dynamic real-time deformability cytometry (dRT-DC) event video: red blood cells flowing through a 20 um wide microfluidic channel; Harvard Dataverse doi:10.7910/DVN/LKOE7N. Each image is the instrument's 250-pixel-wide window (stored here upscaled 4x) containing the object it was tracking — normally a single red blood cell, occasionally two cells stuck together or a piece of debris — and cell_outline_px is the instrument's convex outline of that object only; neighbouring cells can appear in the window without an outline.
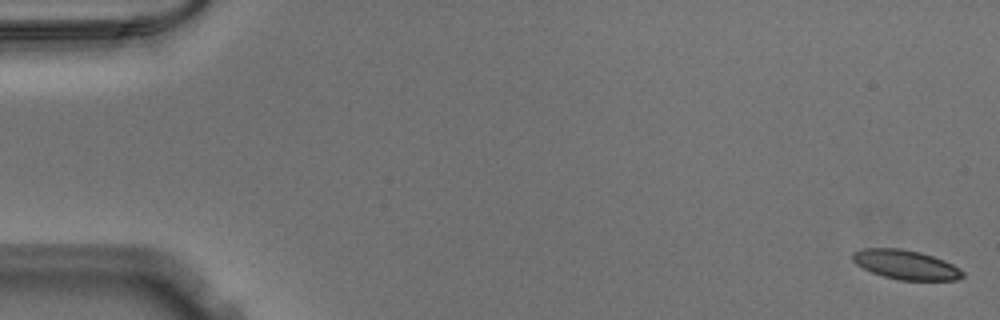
{"species": "Egyptian fruit bat (a non-hibernating species)", "species_latin": "Rousettus aegyptiacus", "temperature_condition": "warm", "stored_images_in_passage": 52, "camera_frame_rate_fps": 3000, "um_per_image_px": 0.085, "animal": {"sex": "male"}, "frame": {"image": 1, "passage_image": 1, "time_ms": 0.0, "image_size_px": [1000, 320], "cell_outline_px": [[964, 276], [956, 280], [900, 280], [884, 276], [872, 272], [856, 264], [852, 260], [852, 252], [864, 248], [900, 248], [920, 252], [944, 260], [960, 268], [964, 272]], "centroid_in_image_um": [76.99, 22.49], "position_along_channel_um": 8.0, "area_um2": 18.79}}
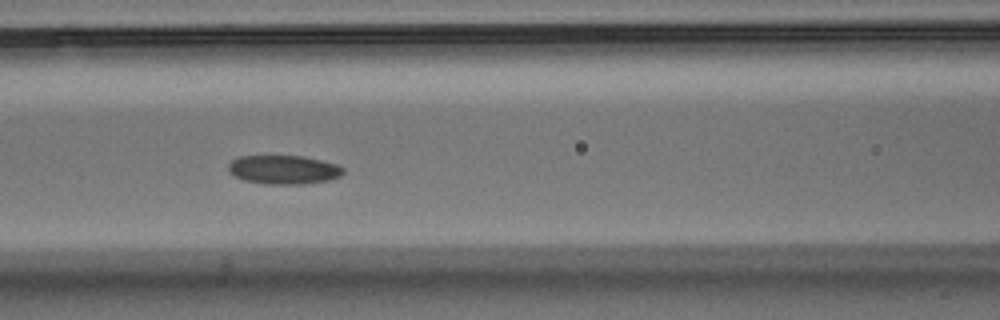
{"frame": {"image": 2, "passage_image": 23, "time_ms": 7.333, "image_size_px": [1000, 320], "cell_outline_px": [[344, 172], [340, 176], [328, 180], [304, 184], [264, 184], [244, 180], [228, 172], [228, 164], [232, 160], [240, 156], [304, 156], [336, 164], [344, 168]], "centroid_in_image_um": [24.1, 14.42], "position_along_channel_um": 142.5, "area_um2": 19.31}}
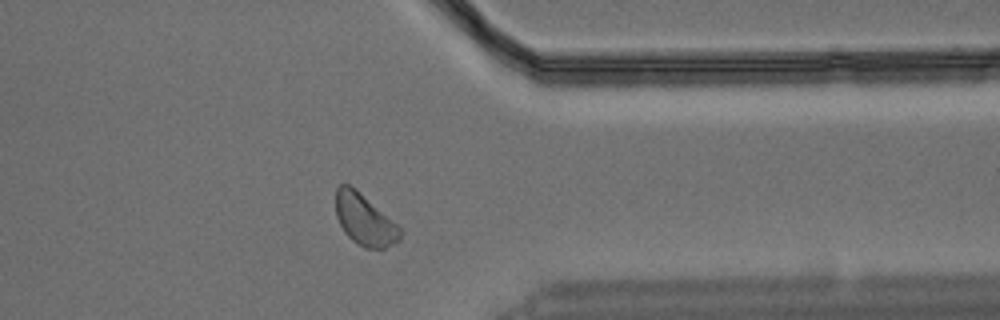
{"frame": {"image": 3, "passage_image": 42, "time_ms": 13.667, "image_size_px": [1000, 320], "cell_outline_px": [[404, 232], [400, 240], [384, 248], [364, 248], [356, 244], [344, 232], [336, 216], [336, 188], [340, 184], [348, 184], [356, 188], [396, 224]], "centroid_in_image_um": [30.98, 18.68], "position_along_channel_um": 380.4, "area_um2": 19.19}}